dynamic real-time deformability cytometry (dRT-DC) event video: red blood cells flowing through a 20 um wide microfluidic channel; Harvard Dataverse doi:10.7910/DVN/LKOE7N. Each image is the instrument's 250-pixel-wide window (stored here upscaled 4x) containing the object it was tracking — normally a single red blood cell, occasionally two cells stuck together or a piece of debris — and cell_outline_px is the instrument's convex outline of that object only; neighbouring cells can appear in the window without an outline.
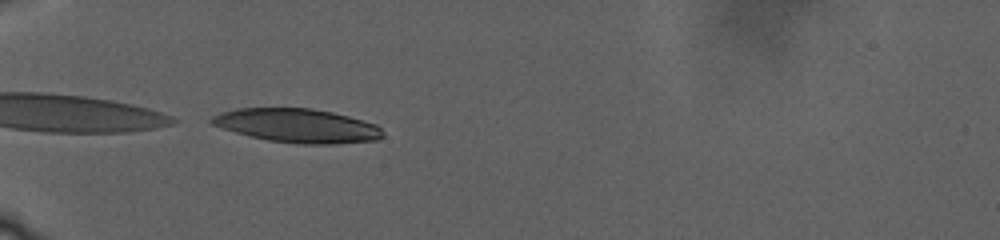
{"species": "human", "species_latin": "Homo sapiens", "temperature_condition": "warm", "stored_images_in_passage": 24, "camera_frame_rate_fps": 3000, "um_per_image_px": 0.085, "donor": {"sex": "male"}, "frame": {"image": 1, "passage_image": 1, "time_ms": 0.0, "image_size_px": [1000, 240], "cell_outline_px": [[384, 136], [376, 140], [336, 144], [296, 144], [268, 140], [236, 132], [212, 124], [208, 120], [212, 116], [220, 112], [236, 108], [312, 108], [332, 112], [348, 116], [376, 124], [384, 132]], "centroid_in_image_um": [25.29, 10.68], "position_along_channel_um": 59.7, "area_um2": 33.76}}
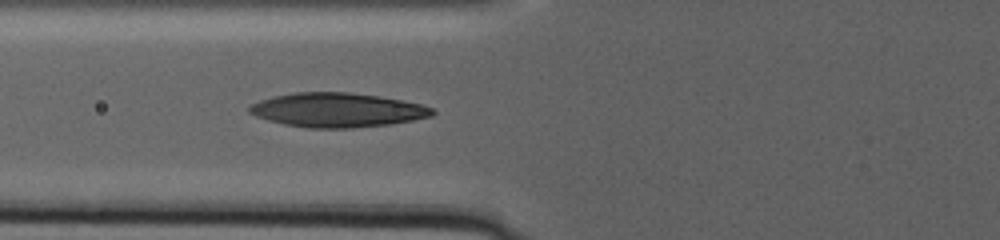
{"frame": {"image": 2, "passage_image": 21, "time_ms": 2.667, "image_size_px": [1000, 240], "cell_outline_px": [[436, 112], [432, 116], [412, 120], [388, 124], [352, 128], [308, 128], [284, 124], [268, 120], [256, 116], [248, 112], [248, 108], [252, 104], [260, 100], [272, 96], [292, 92], [348, 92], [380, 96], [420, 104], [432, 108]], "centroid_in_image_um": [28.64, 9.35], "position_along_channel_um": 97.2, "area_um2": 36.47}}